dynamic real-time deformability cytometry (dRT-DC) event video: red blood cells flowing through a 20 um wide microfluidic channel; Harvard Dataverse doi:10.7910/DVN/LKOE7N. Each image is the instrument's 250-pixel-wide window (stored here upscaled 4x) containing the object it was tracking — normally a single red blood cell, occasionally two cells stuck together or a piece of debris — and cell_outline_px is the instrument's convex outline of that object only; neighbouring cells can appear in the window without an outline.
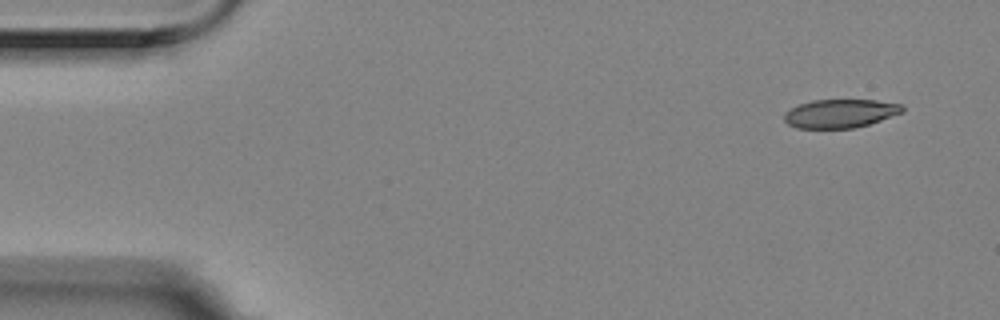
{"species": "Egyptian fruit bat (a non-hibernating species)", "species_latin": "Rousettus aegyptiacus", "temperature_condition": "room temperature", "stored_images_in_passage": 4, "camera_frame_rate_fps": 3000, "um_per_image_px": 0.085, "animal": {"sex": "female"}, "frame": {"image": 1, "passage_image": 1, "time_ms": 0.0, "image_size_px": [1000, 320], "cell_outline_px": [[904, 112], [868, 124], [852, 128], [796, 128], [788, 124], [784, 120], [784, 116], [792, 108], [800, 104], [812, 100], [876, 100], [900, 104], [904, 108]], "centroid_in_image_um": [71.43, 9.64], "position_along_channel_um": 13.6, "area_um2": 19.42}}
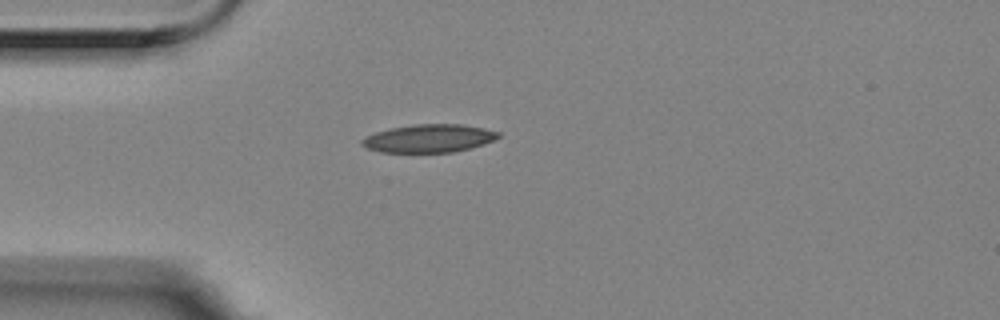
{"frame": {"image": 2, "passage_image": 4, "time_ms": 1.0, "image_size_px": [1000, 320], "cell_outline_px": [[500, 136], [492, 140], [468, 148], [452, 152], [380, 152], [368, 148], [360, 144], [360, 140], [376, 132], [392, 128], [412, 124], [460, 124], [484, 128], [500, 132]], "centroid_in_image_um": [36.43, 11.75], "position_along_channel_um": 48.6, "area_um2": 21.96}}